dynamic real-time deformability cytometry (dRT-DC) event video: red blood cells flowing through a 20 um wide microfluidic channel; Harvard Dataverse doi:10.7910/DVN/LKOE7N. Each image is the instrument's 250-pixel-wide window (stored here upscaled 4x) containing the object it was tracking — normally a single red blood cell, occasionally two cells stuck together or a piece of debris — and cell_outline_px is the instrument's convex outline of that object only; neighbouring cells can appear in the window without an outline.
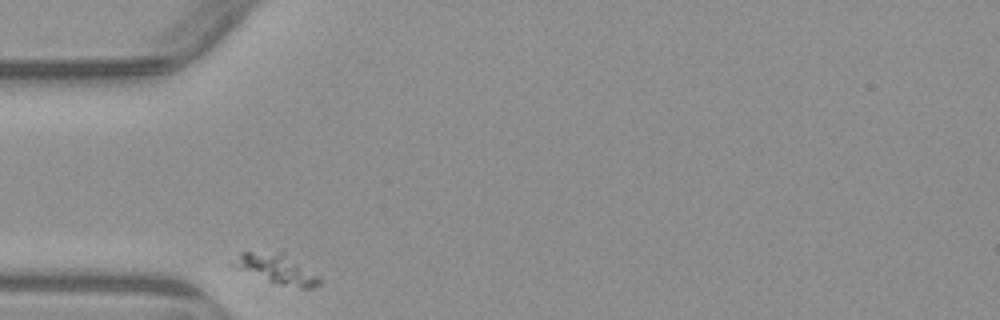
{"species": "common noctule bat (a hibernating species)", "species_latin": "Nyctalus noctula", "temperature_condition": "warm", "stored_images_in_passage": 3, "camera_frame_rate_fps": 3000, "um_per_image_px": 0.085, "animal": {"sex": "male", "body_mass_g": 23.1, "forearm_length_mm": 52.7}, "frame": {"image": 1, "passage_image": 1, "time_ms": 0.0, "image_size_px": [1000, 320], "cell_outline_px": [[320, 284], [312, 288], [300, 288], [280, 284], [268, 280], [236, 268], [232, 264], [240, 252], [284, 252], [316, 276], [320, 280]], "centroid_in_image_um": [23.5, 22.85], "position_along_channel_um": 61.5, "area_um2": 14.22}}
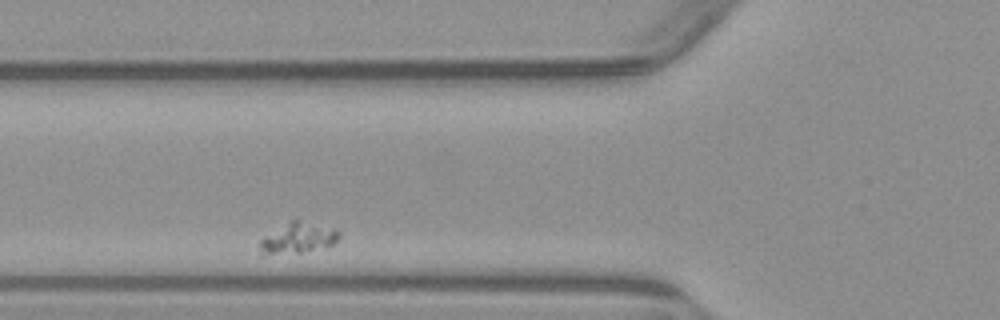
{"frame": {"image": 2, "passage_image": 2, "time_ms": 1.333, "image_size_px": [1000, 320], "cell_outline_px": [[340, 236], [332, 244], [300, 252], [260, 252], [260, 240], [264, 236], [292, 220], [296, 220], [336, 228], [340, 232]], "centroid_in_image_um": [25.38, 20.19], "position_along_channel_um": 100.4, "area_um2": 13.29}}
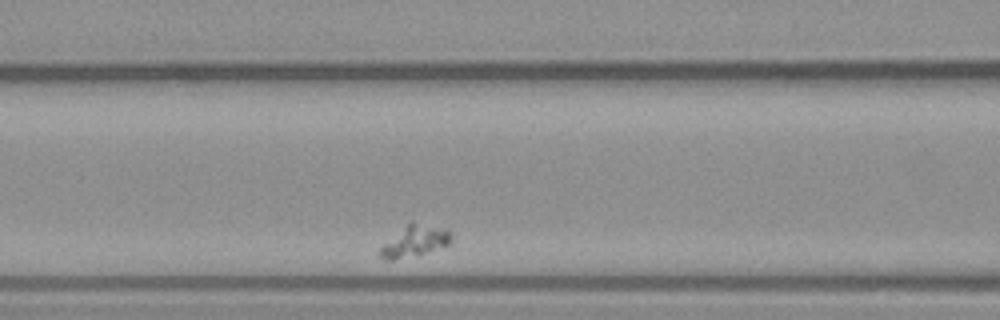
{"frame": {"image": 3, "passage_image": 3, "time_ms": 2.333, "image_size_px": [1000, 320], "cell_outline_px": [[452, 240], [448, 244], [392, 260], [384, 260], [376, 252], [408, 220], [412, 220], [448, 228], [452, 232]], "centroid_in_image_um": [35.24, 20.4], "position_along_channel_um": 131.4, "area_um2": 12.95}}